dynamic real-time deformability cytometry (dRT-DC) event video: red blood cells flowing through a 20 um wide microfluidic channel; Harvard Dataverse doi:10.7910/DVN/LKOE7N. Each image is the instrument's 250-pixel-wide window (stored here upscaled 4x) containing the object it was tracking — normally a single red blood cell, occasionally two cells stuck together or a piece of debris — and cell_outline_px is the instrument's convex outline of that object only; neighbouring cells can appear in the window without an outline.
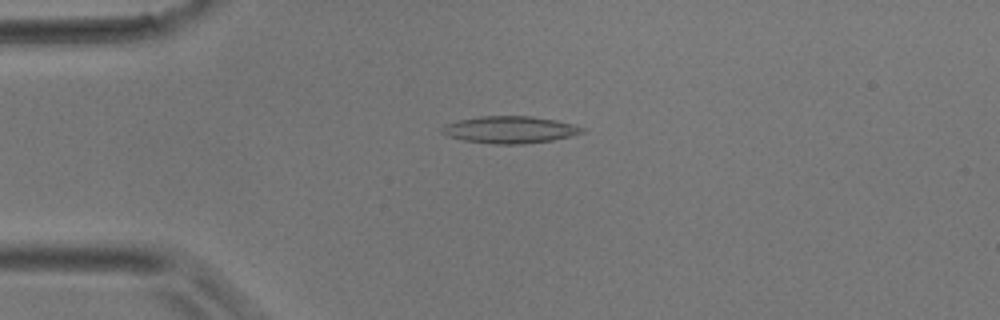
{"species": "common noctule bat (a hibernating species)", "species_latin": "Nyctalus noctula", "temperature_condition": "room temperature", "stored_images_in_passage": 5, "camera_frame_rate_fps": 3000, "um_per_image_px": 0.085, "animal": {"sex": "male", "body_mass_g": 17.9}, "frame": {"image": 1, "passage_image": 4, "time_ms": 1.0, "image_size_px": [1000, 320], "cell_outline_px": [[584, 132], [572, 136], [552, 140], [524, 144], [496, 144], [464, 140], [448, 136], [440, 132], [440, 128], [456, 120], [480, 116], [532, 116], [556, 120], [576, 124], [584, 128]], "centroid_in_image_um": [43.36, 11.02], "position_along_channel_um": 41.6, "area_um2": 22.2}}
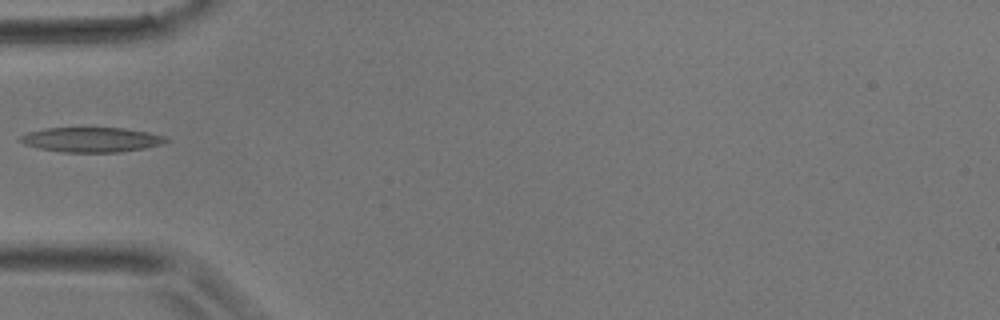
{"frame": {"image": 2, "passage_image": 5, "time_ms": 1.333, "image_size_px": [1000, 320], "cell_outline_px": [[168, 140], [160, 144], [144, 148], [120, 152], [60, 152], [40, 148], [24, 144], [20, 140], [20, 136], [28, 132], [44, 128], [124, 128], [148, 132], [164, 136]], "centroid_in_image_um": [7.75, 11.87], "position_along_channel_um": 77.3, "area_um2": 20.87}}